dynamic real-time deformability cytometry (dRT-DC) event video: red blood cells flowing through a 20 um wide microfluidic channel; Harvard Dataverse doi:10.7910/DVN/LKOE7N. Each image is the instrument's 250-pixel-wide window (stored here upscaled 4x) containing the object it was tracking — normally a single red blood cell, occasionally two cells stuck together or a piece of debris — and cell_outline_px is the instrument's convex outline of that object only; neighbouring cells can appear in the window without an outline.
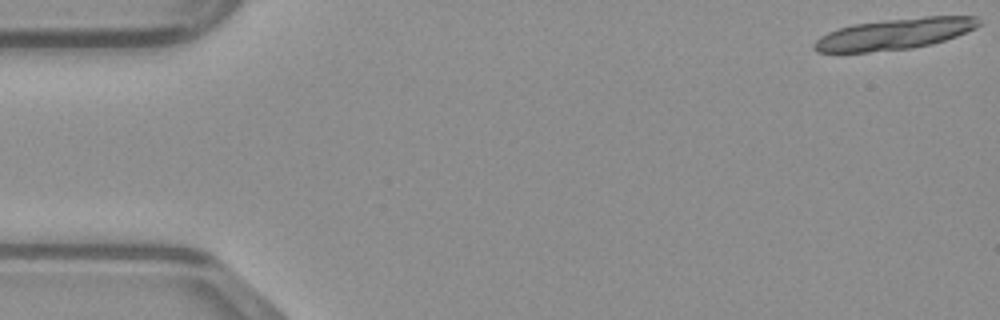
{"species": "common noctule bat (a hibernating species)", "species_latin": "Nyctalus noctula", "temperature_condition": "warm", "stored_images_in_passage": 17, "camera_frame_rate_fps": 3000, "um_per_image_px": 0.085, "animal": {"sex": "male", "body_mass_g": 23.1, "forearm_length_mm": 52.7}, "frame": {"image": 1, "passage_image": 1, "time_ms": 0.0, "image_size_px": [1000, 320], "cell_outline_px": [[984, 24], [976, 28], [956, 36], [932, 44], [912, 48], [868, 52], [816, 52], [812, 48], [812, 44], [820, 36], [828, 32], [852, 24], [884, 20], [924, 16], [980, 16], [984, 20]], "centroid_in_image_um": [76.1, 2.87], "position_along_channel_um": 8.9, "area_um2": 30.17}}